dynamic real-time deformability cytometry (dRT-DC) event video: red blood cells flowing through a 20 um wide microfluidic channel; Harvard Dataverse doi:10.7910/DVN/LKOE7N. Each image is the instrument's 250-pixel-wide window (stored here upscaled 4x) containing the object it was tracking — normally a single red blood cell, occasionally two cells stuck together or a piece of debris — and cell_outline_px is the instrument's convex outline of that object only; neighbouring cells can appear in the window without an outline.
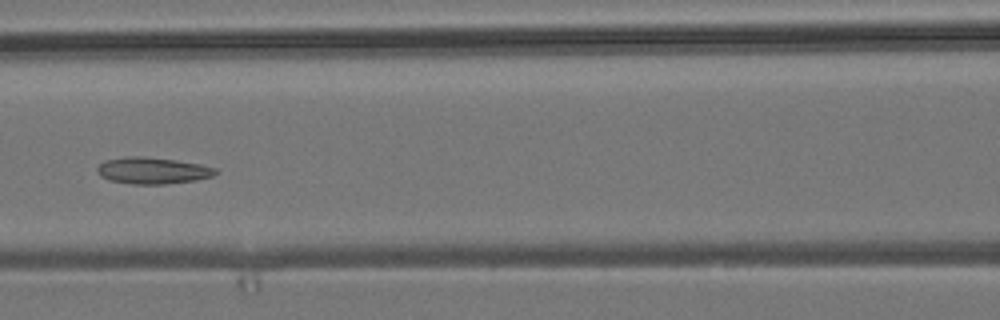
{"species": "common noctule bat (a hibernating species)", "species_latin": "Nyctalus noctula", "temperature_condition": "room temperature", "stored_images_in_passage": 4, "camera_frame_rate_fps": 3000, "um_per_image_px": 0.085, "animal": {"sex": "male", "body_mass_g": 19.2, "forearm_length_mm": 51.8}, "frame": {"image": 1, "passage_image": 4, "time_ms": 3.333, "image_size_px": [1000, 320], "cell_outline_px": [[216, 172], [212, 176], [196, 180], [164, 184], [132, 184], [108, 180], [100, 176], [96, 172], [96, 168], [104, 160], [124, 156], [144, 156], [176, 160], [200, 164], [216, 168]], "centroid_in_image_um": [12.91, 14.49], "position_along_channel_um": 153.7, "area_um2": 18.44}}